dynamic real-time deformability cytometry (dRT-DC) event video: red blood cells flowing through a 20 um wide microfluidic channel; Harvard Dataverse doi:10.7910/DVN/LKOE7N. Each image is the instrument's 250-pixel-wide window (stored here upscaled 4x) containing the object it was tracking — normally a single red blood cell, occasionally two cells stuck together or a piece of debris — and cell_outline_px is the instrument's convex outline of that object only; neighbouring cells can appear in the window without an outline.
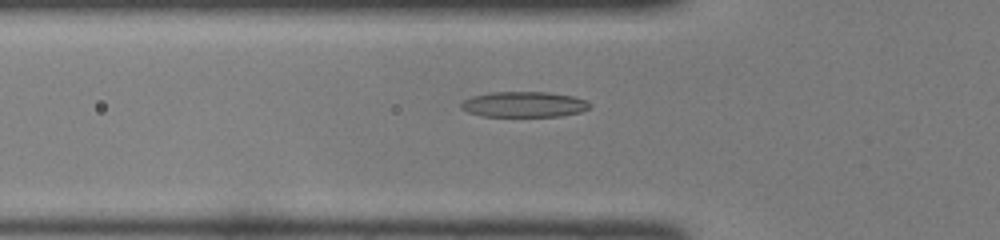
{"species": "common noctule bat (a hibernating species)", "species_latin": "Nyctalus noctula", "temperature_condition": "room temperature", "stored_images_in_passage": 46, "camera_frame_rate_fps": 3000, "um_per_image_px": 0.085, "animal": {"sex": "female", "body_mass_g": 22.0, "forearm_length_mm": 56.7}, "frame": {"image": 1, "passage_image": 15, "time_ms": 4.667, "image_size_px": [1000, 240], "cell_outline_px": [[592, 104], [588, 108], [580, 112], [560, 116], [480, 116], [468, 112], [460, 108], [460, 104], [464, 100], [472, 96], [488, 92], [548, 92], [572, 96], [584, 100]], "centroid_in_image_um": [44.5, 8.87], "position_along_channel_um": 81.3, "area_um2": 19.13}}
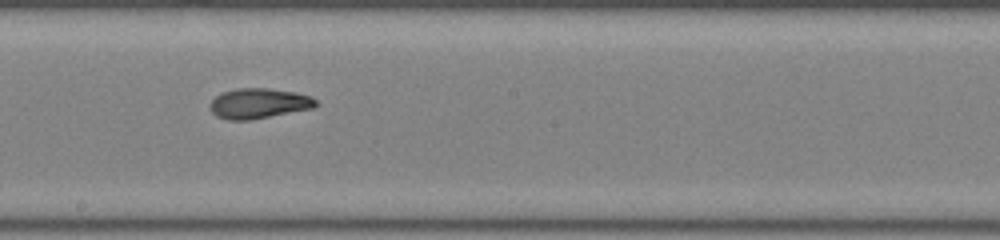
{"frame": {"image": 2, "passage_image": 25, "time_ms": 8.0, "image_size_px": [1000, 240], "cell_outline_px": [[320, 104], [312, 108], [248, 120], [228, 120], [216, 116], [208, 108], [208, 104], [220, 92], [236, 88], [268, 88], [296, 92], [312, 96]], "centroid_in_image_um": [21.97, 8.77], "position_along_channel_um": 226.2, "area_um2": 18.79}}
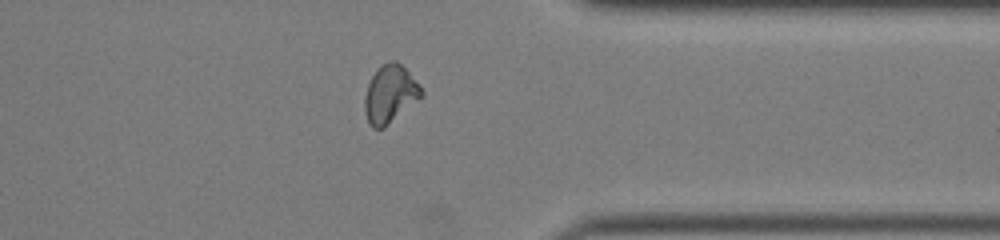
{"frame": {"image": 3, "passage_image": 36, "time_ms": 11.667, "image_size_px": [1000, 240], "cell_outline_px": [[424, 96], [384, 128], [372, 128], [368, 124], [364, 112], [364, 96], [368, 84], [372, 76], [388, 60], [396, 60], [420, 84], [424, 92]], "centroid_in_image_um": [33.16, 8.03], "position_along_channel_um": 378.2, "area_um2": 19.25}}